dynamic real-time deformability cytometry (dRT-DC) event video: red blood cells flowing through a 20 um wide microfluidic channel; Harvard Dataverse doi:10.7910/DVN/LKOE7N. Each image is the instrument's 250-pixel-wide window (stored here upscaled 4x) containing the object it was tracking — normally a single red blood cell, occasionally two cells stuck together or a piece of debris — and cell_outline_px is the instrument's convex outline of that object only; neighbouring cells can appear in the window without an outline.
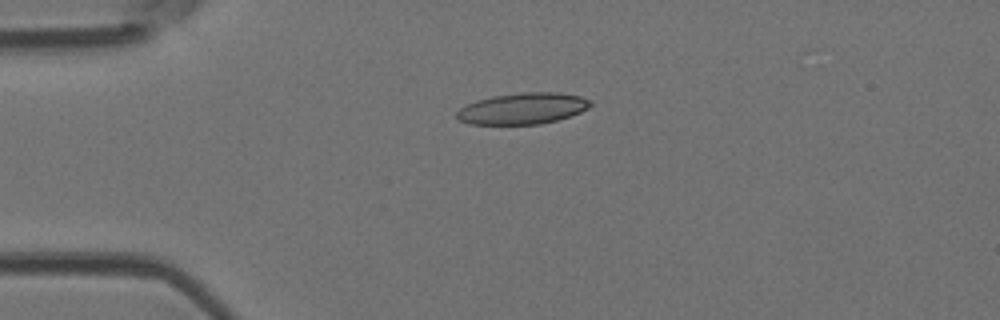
{"species": "Egyptian fruit bat (a non-hibernating species)", "species_latin": "Rousettus aegyptiacus", "temperature_condition": "room temperature", "stored_images_in_passage": 2, "camera_frame_rate_fps": 3000, "um_per_image_px": 0.085, "animal": {"sex": "female"}, "frame": {"image": 1, "passage_image": 1, "time_ms": 0.0, "image_size_px": [1000, 320], "cell_outline_px": [[592, 104], [588, 108], [580, 112], [556, 120], [540, 124], [468, 124], [460, 120], [456, 116], [456, 112], [460, 108], [476, 100], [492, 96], [520, 92], [560, 92], [580, 96], [592, 100]], "centroid_in_image_um": [44.43, 9.21], "position_along_channel_um": 40.6, "area_um2": 24.39}}